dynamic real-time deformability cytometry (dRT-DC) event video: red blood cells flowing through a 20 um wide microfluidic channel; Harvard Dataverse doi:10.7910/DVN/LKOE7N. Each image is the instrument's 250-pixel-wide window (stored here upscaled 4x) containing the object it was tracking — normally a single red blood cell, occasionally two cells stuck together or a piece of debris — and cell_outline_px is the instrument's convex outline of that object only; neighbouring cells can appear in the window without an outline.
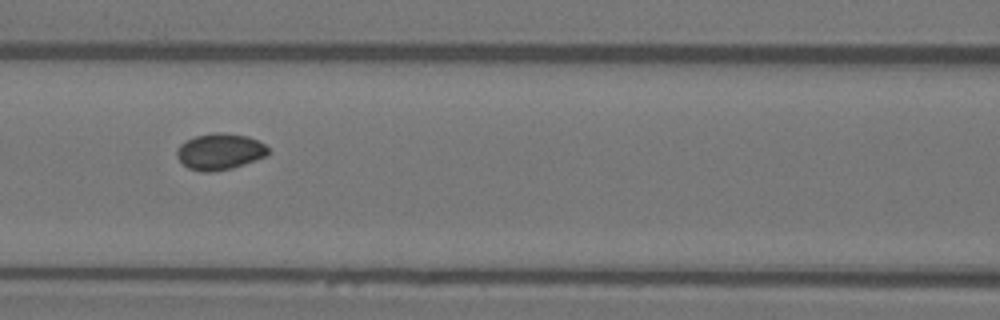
{"species": "Egyptian fruit bat (a non-hibernating species)", "species_latin": "Rousettus aegyptiacus", "temperature_condition": "warm", "stored_images_in_passage": 7, "camera_frame_rate_fps": 3000, "um_per_image_px": 0.085, "animal": {"sex": "female"}, "frame": {"image": 1, "passage_image": 7, "time_ms": 7.667, "image_size_px": [1000, 320], "cell_outline_px": [[268, 156], [232, 168], [212, 172], [200, 172], [188, 168], [176, 156], [176, 148], [180, 144], [196, 136], [212, 132], [224, 132], [248, 136], [264, 144], [268, 148]], "centroid_in_image_um": [18.68, 12.88], "position_along_channel_um": 147.9, "area_um2": 19.42}}